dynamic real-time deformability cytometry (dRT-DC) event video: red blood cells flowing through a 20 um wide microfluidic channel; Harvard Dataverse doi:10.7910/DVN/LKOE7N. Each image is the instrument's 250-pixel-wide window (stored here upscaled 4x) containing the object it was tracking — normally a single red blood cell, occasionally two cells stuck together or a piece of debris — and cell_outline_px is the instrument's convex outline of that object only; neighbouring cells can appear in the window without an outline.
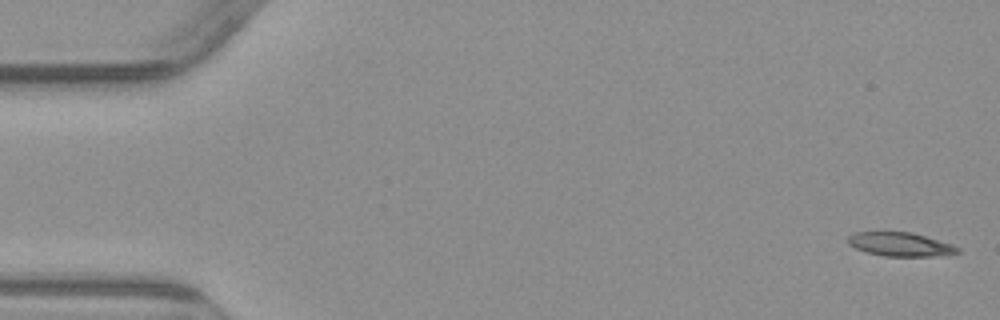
{"species": "common noctule bat (a hibernating species)", "species_latin": "Nyctalus noctula", "temperature_condition": "warm", "stored_images_in_passage": 4, "camera_frame_rate_fps": 3000, "um_per_image_px": 0.085, "animal": {"sex": "male", "body_mass_g": 23.1, "forearm_length_mm": 52.7}, "frame": {"image": 1, "passage_image": 1, "time_ms": 0.0, "image_size_px": [1000, 320], "cell_outline_px": [[960, 252], [932, 256], [884, 256], [868, 252], [856, 248], [848, 244], [848, 236], [852, 232], [912, 232], [952, 244], [960, 248]], "centroid_in_image_um": [76.51, 20.76], "position_along_channel_um": 8.5, "area_um2": 15.09}}
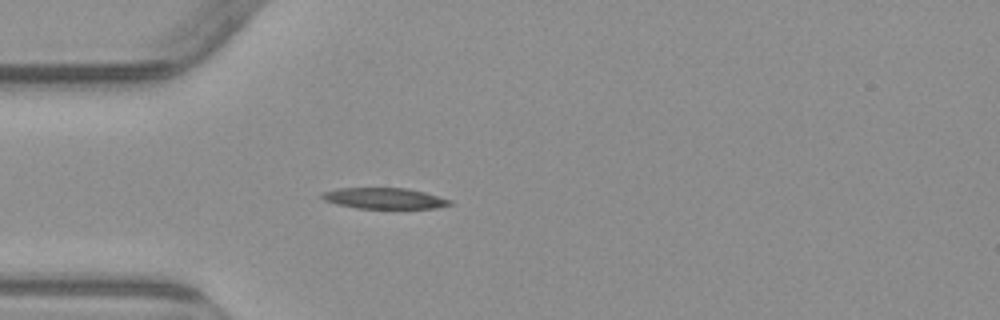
{"frame": {"image": 2, "passage_image": 4, "time_ms": 4.667, "image_size_px": [1000, 320], "cell_outline_px": [[452, 204], [436, 208], [356, 208], [336, 204], [324, 200], [320, 196], [320, 192], [336, 188], [408, 188], [424, 192], [452, 200]], "centroid_in_image_um": [32.62, 16.85], "position_along_channel_um": 52.4, "area_um2": 15.66}}